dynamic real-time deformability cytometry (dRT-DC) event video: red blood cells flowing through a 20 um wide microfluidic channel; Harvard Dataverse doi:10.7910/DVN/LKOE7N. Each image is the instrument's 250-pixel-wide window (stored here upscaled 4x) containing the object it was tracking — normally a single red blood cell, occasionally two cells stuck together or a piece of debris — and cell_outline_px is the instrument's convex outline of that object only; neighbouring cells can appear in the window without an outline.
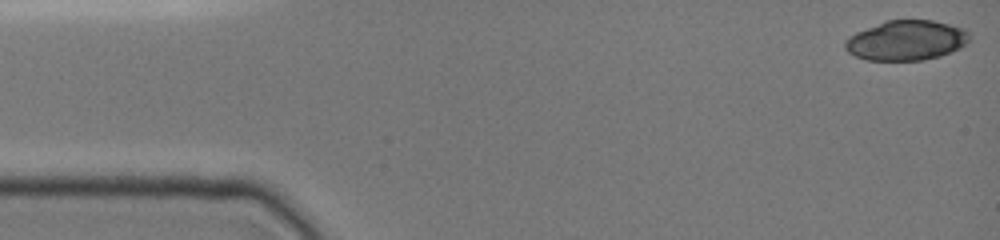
{"species": "common noctule bat (a hibernating species)", "species_latin": "Nyctalus noctula", "temperature_condition": "cold", "stored_images_in_passage": 8, "camera_frame_rate_fps": 3000, "um_per_image_px": 0.085, "animal": {"sex": "female", "body_mass_g": 19.0, "forearm_length_mm": 51.5}, "frame": {"image": 1, "passage_image": 1, "time_ms": 0.0, "image_size_px": [1000, 240], "cell_outline_px": [[972, 36], [960, 48], [940, 56], [924, 60], [868, 60], [856, 56], [848, 52], [844, 48], [844, 40], [856, 32], [888, 20], [932, 20], [964, 28]], "centroid_in_image_um": [77.04, 3.43], "position_along_channel_um": 8.0, "area_um2": 28.84}}
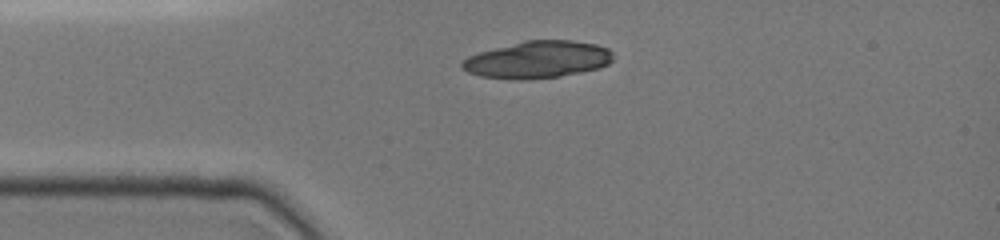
{"frame": {"image": 2, "passage_image": 7, "time_ms": 3.333, "image_size_px": [1000, 240], "cell_outline_px": [[612, 60], [608, 64], [600, 68], [560, 76], [520, 80], [516, 80], [480, 76], [468, 72], [460, 68], [460, 64], [468, 56], [480, 52], [524, 40], [572, 40], [596, 44], [608, 48], [612, 52]], "centroid_in_image_um": [45.69, 5.07], "position_along_channel_um": 39.3, "area_um2": 32.66}}